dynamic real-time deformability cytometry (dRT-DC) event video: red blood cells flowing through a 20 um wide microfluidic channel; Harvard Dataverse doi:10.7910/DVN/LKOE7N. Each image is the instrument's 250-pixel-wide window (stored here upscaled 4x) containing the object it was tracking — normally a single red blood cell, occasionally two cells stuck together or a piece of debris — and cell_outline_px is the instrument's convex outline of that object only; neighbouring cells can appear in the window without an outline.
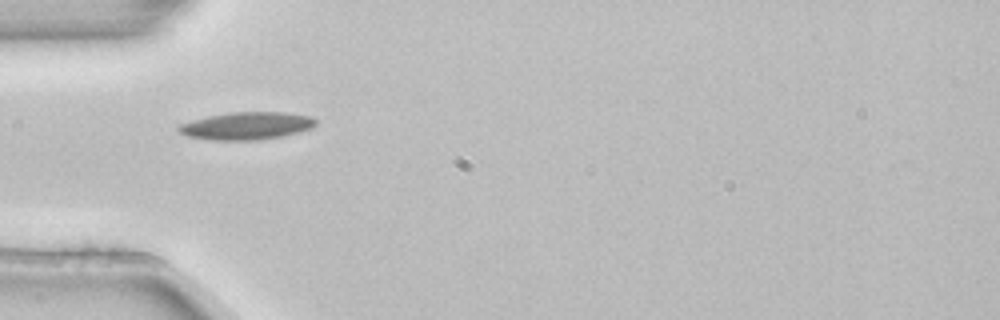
{"species": "common noctule bat (a hibernating species)", "species_latin": "Nyctalus noctula", "temperature_condition": "room temperature", "stored_images_in_passage": 5, "camera_frame_rate_fps": 3000, "um_per_image_px": 0.085, "animal": {"sex": "female", "body_mass_g": 22.7, "forearm_length_mm": 54.2}, "frame": {"image": 1, "passage_image": 3, "time_ms": 0.667, "image_size_px": [1000, 320], "cell_outline_px": [[316, 124], [312, 128], [280, 136], [256, 140], [212, 140], [188, 136], [176, 132], [176, 128], [180, 124], [208, 116], [228, 112], [284, 112], [312, 116], [316, 120]], "centroid_in_image_um": [20.94, 10.69], "position_along_channel_um": 64.1, "area_um2": 21.96}}